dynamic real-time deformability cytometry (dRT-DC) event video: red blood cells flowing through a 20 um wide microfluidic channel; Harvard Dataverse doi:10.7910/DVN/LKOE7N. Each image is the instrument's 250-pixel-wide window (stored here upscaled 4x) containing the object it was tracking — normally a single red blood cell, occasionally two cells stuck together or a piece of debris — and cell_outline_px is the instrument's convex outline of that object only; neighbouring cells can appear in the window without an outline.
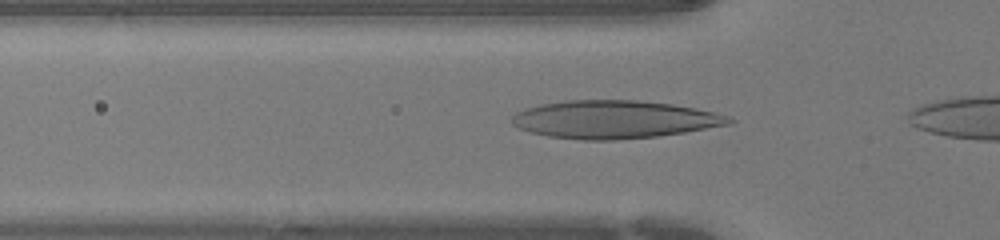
{"species": "human", "species_latin": "Homo sapiens", "temperature_condition": "warm", "stored_images_in_passage": 8, "camera_frame_rate_fps": 3000, "um_per_image_px": 0.085, "donor": {"sex": "female"}, "frame": {"image": 1, "passage_image": 3, "time_ms": 0.667, "image_size_px": [1000, 240], "cell_outline_px": [[736, 120], [732, 124], [684, 132], [656, 136], [612, 140], [584, 140], [548, 136], [528, 132], [512, 124], [512, 116], [516, 112], [524, 108], [540, 104], [564, 100], [636, 100], [672, 104], [712, 112], [728, 116]], "centroid_in_image_um": [52.17, 10.15], "position_along_channel_um": 73.6, "area_um2": 47.92}}
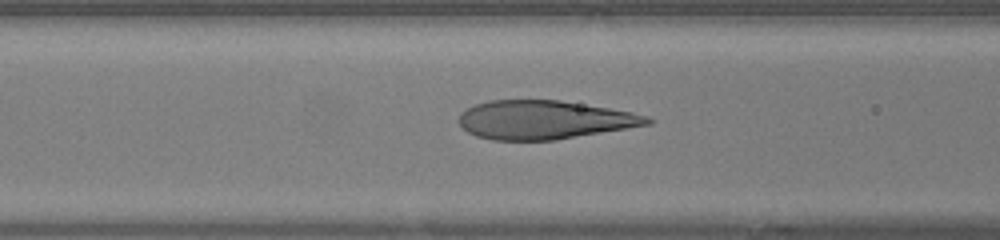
{"frame": {"image": 2, "passage_image": 6, "time_ms": 1.667, "image_size_px": [1000, 240], "cell_outline_px": [[656, 120], [652, 124], [556, 140], [492, 140], [476, 136], [468, 132], [460, 124], [460, 112], [476, 104], [488, 100], [560, 100], [632, 112], [648, 116]], "centroid_in_image_um": [46.29, 10.19], "position_along_channel_um": 120.3, "area_um2": 42.43}}